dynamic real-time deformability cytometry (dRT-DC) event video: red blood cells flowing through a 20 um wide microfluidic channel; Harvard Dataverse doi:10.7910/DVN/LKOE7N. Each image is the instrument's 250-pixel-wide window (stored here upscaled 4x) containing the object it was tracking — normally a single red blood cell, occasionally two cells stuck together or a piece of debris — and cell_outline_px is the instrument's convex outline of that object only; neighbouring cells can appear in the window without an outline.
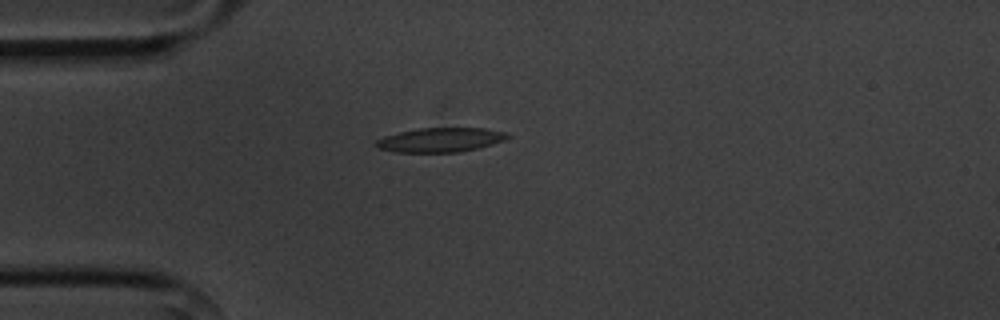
{"species": "common noctule bat (a hibernating species)", "species_latin": "Nyctalus noctula", "temperature_condition": "cold", "stored_images_in_passage": 5, "segment_of_instrument_passage": [1, 2], "camera_frame_rate_fps": 3000, "um_per_image_px": 0.085, "animal": {"sex": "male", "body_mass_g": 20.1, "forearm_length_mm": 53.5}, "frame": {"image": 1, "passage_image": 4, "time_ms": 3.333, "image_size_px": [1000, 320], "cell_outline_px": [[512, 136], [504, 140], [492, 144], [460, 152], [396, 152], [376, 148], [372, 144], [376, 140], [384, 136], [400, 132], [420, 128], [484, 128], [508, 132]], "centroid_in_image_um": [37.42, 11.89], "position_along_channel_um": 47.6, "area_um2": 18.73}}